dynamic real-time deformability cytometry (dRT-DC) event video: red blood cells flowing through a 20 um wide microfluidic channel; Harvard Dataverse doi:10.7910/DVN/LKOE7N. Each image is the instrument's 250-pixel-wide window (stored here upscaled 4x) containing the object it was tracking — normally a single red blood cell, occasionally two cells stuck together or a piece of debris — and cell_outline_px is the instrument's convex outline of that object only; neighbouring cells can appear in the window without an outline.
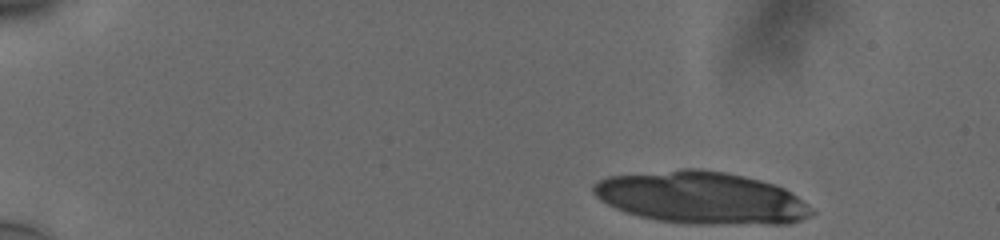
{"species": "human", "species_latin": "Homo sapiens", "temperature_condition": "cold", "stored_images_in_passage": 11, "camera_frame_rate_fps": 3000, "um_per_image_px": 0.085, "donor": {"sex": "male"}, "frame": {"image": 1, "passage_image": 1, "time_ms": 0.0, "image_size_px": [1000, 240], "cell_outline_px": [[816, 212], [800, 220], [788, 224], [692, 224], [656, 220], [624, 212], [600, 200], [592, 192], [592, 184], [608, 176], [680, 168], [700, 168], [724, 172], [744, 176], [760, 180], [784, 188], [796, 196], [812, 208]], "centroid_in_image_um": [59.59, 16.81], "position_along_channel_um": 25.4, "area_um2": 66.59}}
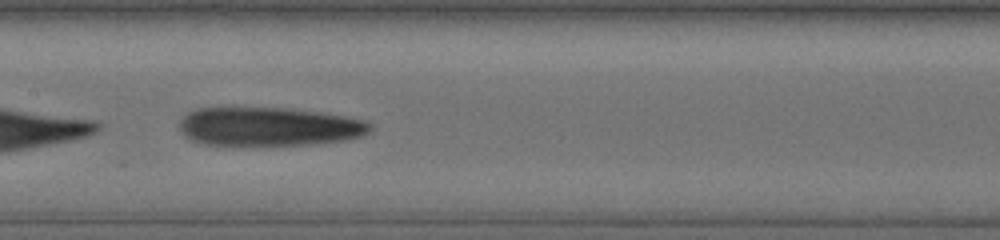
{"frame": {"image": 2, "passage_image": 9, "time_ms": 2.667, "image_size_px": [1000, 240], "cell_outline_px": [[372, 128], [364, 136], [348, 140], [320, 144], [204, 144], [192, 140], [184, 136], [180, 132], [176, 124], [180, 116], [196, 108], [280, 108], [320, 112], [344, 116], [364, 120], [372, 124]], "centroid_in_image_um": [22.83, 10.75], "position_along_channel_um": 184.6, "area_um2": 43.23}}
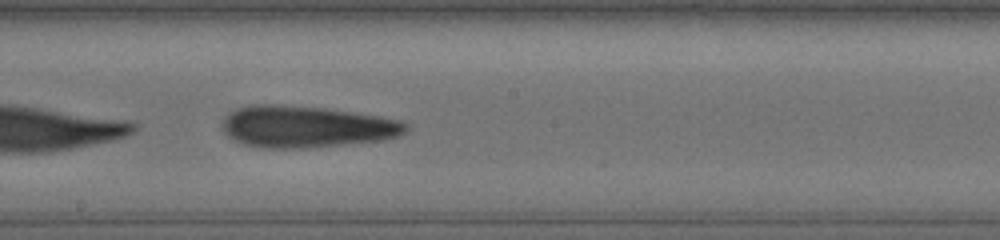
{"frame": {"image": 3, "passage_image": 10, "time_ms": 3.0, "image_size_px": [1000, 240], "cell_outline_px": [[412, 128], [408, 132], [384, 140], [308, 148], [260, 148], [244, 144], [232, 140], [224, 132], [220, 124], [224, 116], [228, 112], [236, 108], [252, 104], [272, 104], [324, 108], [380, 116], [400, 120], [408, 124]], "centroid_in_image_um": [26.01, 10.77], "position_along_channel_um": 222.2, "area_um2": 45.2}}